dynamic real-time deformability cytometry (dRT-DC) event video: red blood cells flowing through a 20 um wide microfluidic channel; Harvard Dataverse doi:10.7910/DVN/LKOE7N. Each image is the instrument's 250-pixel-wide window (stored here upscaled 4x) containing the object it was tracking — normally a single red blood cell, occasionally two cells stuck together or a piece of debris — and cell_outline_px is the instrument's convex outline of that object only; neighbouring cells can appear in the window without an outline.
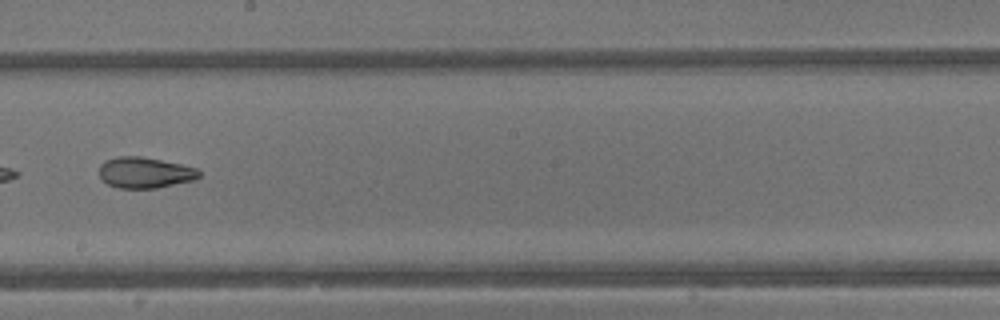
{"species": "common noctule bat (a hibernating species)", "species_latin": "Nyctalus noctula", "temperature_condition": "warm", "stored_images_in_passage": 41, "camera_frame_rate_fps": 3000, "um_per_image_px": 0.085, "animal": {"sex": "male", "body_mass_g": 13.3}, "frame": {"image": 1, "passage_image": 24, "time_ms": 7.667, "image_size_px": [1000, 320], "cell_outline_px": [[200, 176], [196, 180], [156, 188], [120, 188], [108, 184], [100, 180], [100, 164], [104, 160], [116, 156], [140, 156], [180, 164], [196, 168], [200, 172]], "centroid_in_image_um": [12.3, 14.67], "position_along_channel_um": 235.9, "area_um2": 18.09}, "authors_computed_cell_mechanics": {"area_um2": 23.409, "velocity_mm_per_s": 4.9135, "shape_relaxation_time_tau1_ms": 8.8109, "shape_relaxation_time_tau2_ms": 2.2907, "deformation_change_tau1": 0.2607, "deformation_change_tau2": 0.0779}}